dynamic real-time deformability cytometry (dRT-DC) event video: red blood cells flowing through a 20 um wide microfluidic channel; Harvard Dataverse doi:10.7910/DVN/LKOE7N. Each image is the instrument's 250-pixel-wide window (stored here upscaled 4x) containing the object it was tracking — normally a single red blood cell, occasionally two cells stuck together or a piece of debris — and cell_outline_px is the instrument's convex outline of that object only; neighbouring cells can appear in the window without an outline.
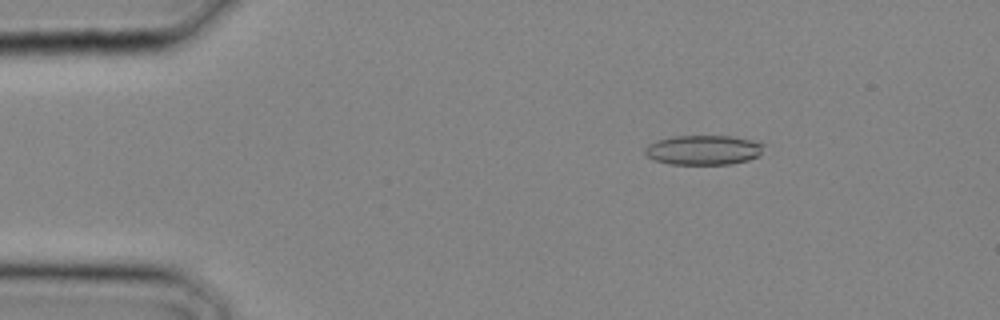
{"species": "common noctule bat (a hibernating species)", "species_latin": "Nyctalus noctula", "temperature_condition": "cold", "stored_images_in_passage": 22, "camera_frame_rate_fps": 3000, "um_per_image_px": 0.085, "animal": {"sex": "male", "body_mass_g": 20.4}, "frame": {"image": 1, "passage_image": 5, "time_ms": 1.333, "image_size_px": [1000, 320], "cell_outline_px": [[764, 144], [760, 156], [748, 160], [732, 164], [672, 164], [656, 160], [648, 156], [644, 152], [644, 148], [648, 144], [656, 140], [672, 136], [732, 136], [752, 140]], "centroid_in_image_um": [59.8, 12.74], "position_along_channel_um": 25.2, "area_um2": 20.58}}
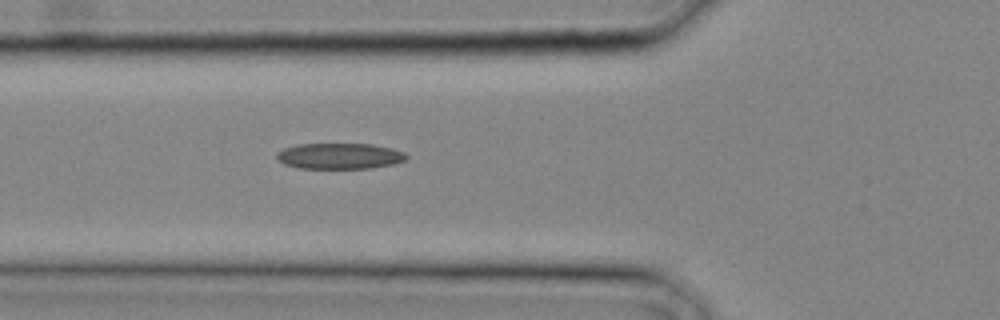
{"frame": {"image": 2, "passage_image": 11, "time_ms": 3.333, "image_size_px": [1000, 320], "cell_outline_px": [[408, 156], [404, 160], [392, 164], [372, 168], [296, 168], [284, 164], [276, 156], [276, 152], [284, 148], [296, 144], [372, 144], [392, 148], [404, 152]], "centroid_in_image_um": [28.85, 13.26], "position_along_channel_um": 97.0, "area_um2": 19.54}}
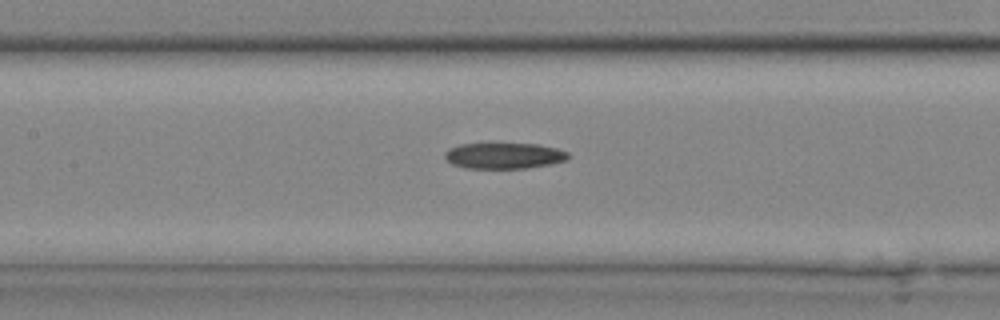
{"frame": {"image": 3, "passage_image": 14, "time_ms": 4.333, "image_size_px": [1000, 320], "cell_outline_px": [[568, 160], [552, 164], [528, 168], [464, 168], [452, 164], [444, 156], [444, 152], [448, 148], [460, 144], [536, 144], [556, 148], [568, 152]], "centroid_in_image_um": [42.84, 13.24], "position_along_channel_um": 164.6, "area_um2": 18.67}}